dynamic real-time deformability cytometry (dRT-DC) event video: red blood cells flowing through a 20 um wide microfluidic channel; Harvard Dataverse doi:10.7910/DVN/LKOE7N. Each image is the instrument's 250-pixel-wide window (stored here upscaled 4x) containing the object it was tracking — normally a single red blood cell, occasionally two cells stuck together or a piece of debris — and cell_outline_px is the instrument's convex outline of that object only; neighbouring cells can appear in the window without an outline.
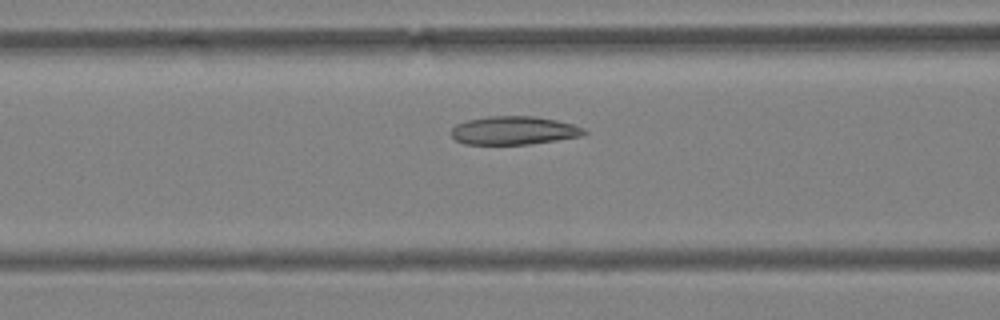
{"species": "Egyptian fruit bat (a non-hibernating species)", "species_latin": "Rousettus aegyptiacus", "temperature_condition": "warm", "stored_images_in_passage": 51, "camera_frame_rate_fps": 3000, "um_per_image_px": 0.085, "animal": {"sex": "female"}, "frame": {"image": 1, "passage_image": 19, "time_ms": 6.0, "image_size_px": [1000, 320], "cell_outline_px": [[588, 132], [584, 136], [532, 144], [464, 144], [456, 140], [452, 136], [452, 128], [456, 124], [468, 120], [488, 116], [536, 116], [556, 120], [572, 124], [584, 128]], "centroid_in_image_um": [43.72, 11.09], "position_along_channel_um": 122.9, "area_um2": 22.08}}
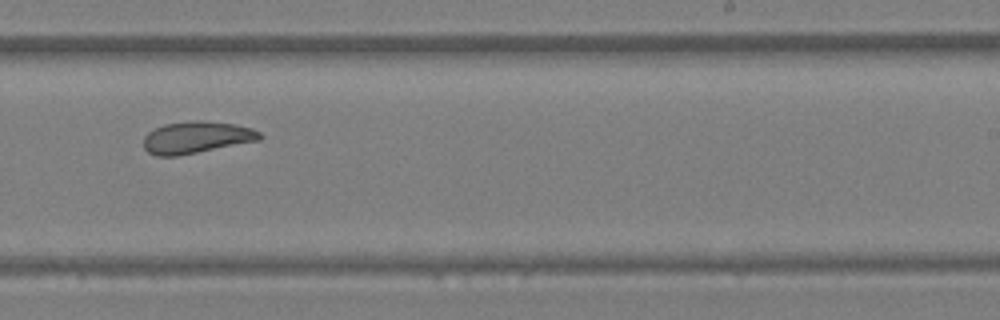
{"frame": {"image": 2, "passage_image": 31, "time_ms": 10.0, "image_size_px": [1000, 320], "cell_outline_px": [[264, 136], [260, 140], [176, 156], [156, 156], [148, 152], [144, 148], [144, 136], [148, 132], [164, 124], [192, 120], [200, 120], [236, 124], [252, 128], [260, 132]], "centroid_in_image_um": [16.71, 11.67], "position_along_channel_um": 272.3, "area_um2": 21.62}}
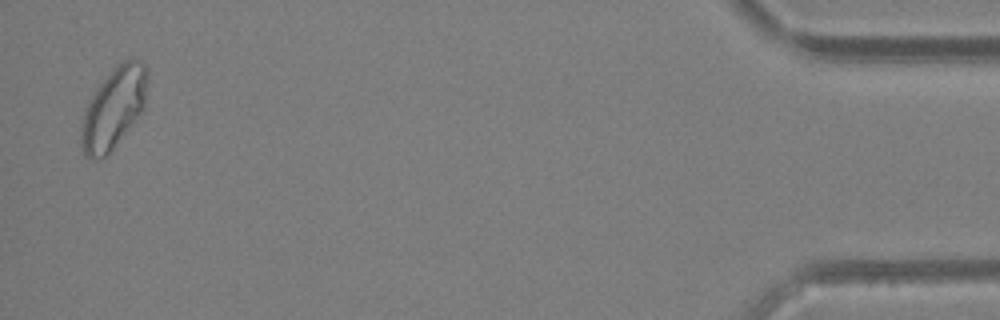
{"frame": {"image": 3, "passage_image": 50, "time_ms": 16.333, "image_size_px": [1000, 320], "cell_outline_px": [[148, 76], [144, 104], [140, 112], [112, 148], [104, 156], [84, 156], [80, 144], [80, 132], [84, 112], [96, 88], [112, 68], [128, 56], [144, 60], [148, 68]], "centroid_in_image_um": [9.67, 9.06], "position_along_channel_um": 425.5, "area_um2": 30.75}, "authors_computed_cell_mechanics": {"area_um2": 24.6228, "velocity_mm_per_s": 3.7505, "shape_relaxation_time_tau1_ms": null, "shape_relaxation_time_tau2_ms": 4.1116, "deformation_change_tau1": null, "deformation_change_tau2": 0.08}}